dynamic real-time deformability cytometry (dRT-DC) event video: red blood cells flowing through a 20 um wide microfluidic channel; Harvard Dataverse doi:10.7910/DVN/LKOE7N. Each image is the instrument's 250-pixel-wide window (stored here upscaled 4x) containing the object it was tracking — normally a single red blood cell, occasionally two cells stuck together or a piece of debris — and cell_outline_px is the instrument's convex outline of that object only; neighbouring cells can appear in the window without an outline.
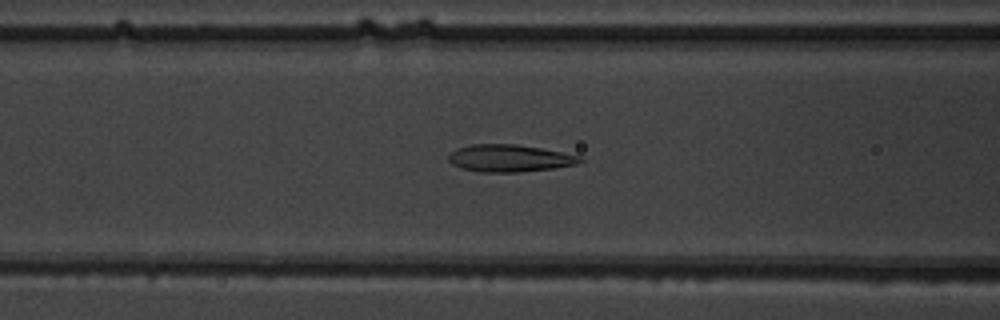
{"species": "common noctule bat (a hibernating species)", "species_latin": "Nyctalus noctula", "temperature_condition": "warm", "stored_images_in_passage": 51, "camera_frame_rate_fps": 3000, "um_per_image_px": 0.085, "animal": {"sex": "male", "body_mass_g": 19.5, "forearm_length_mm": 54.6}, "frame": {"image": 1, "passage_image": 20, "time_ms": 6.333, "image_size_px": [1000, 320], "cell_outline_px": [[584, 160], [576, 164], [552, 168], [520, 172], [480, 172], [460, 168], [452, 164], [448, 160], [448, 156], [456, 148], [472, 144], [516, 144], [540, 148], [580, 156]], "centroid_in_image_um": [43.27, 13.45], "position_along_channel_um": 123.3, "area_um2": 20.75}}
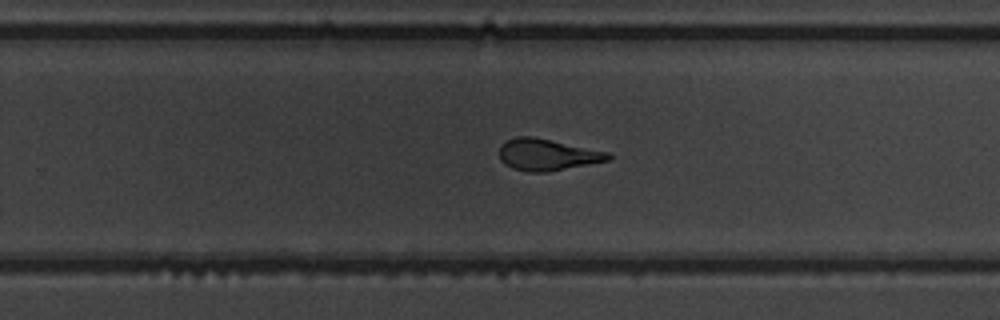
{"frame": {"image": 2, "passage_image": 32, "time_ms": 10.333, "image_size_px": [1000, 320], "cell_outline_px": [[612, 160], [548, 172], [528, 172], [512, 168], [504, 164], [500, 160], [500, 144], [516, 136], [532, 136], [608, 152], [612, 156]], "centroid_in_image_um": [46.51, 13.16], "position_along_channel_um": 283.3, "area_um2": 20.11}}
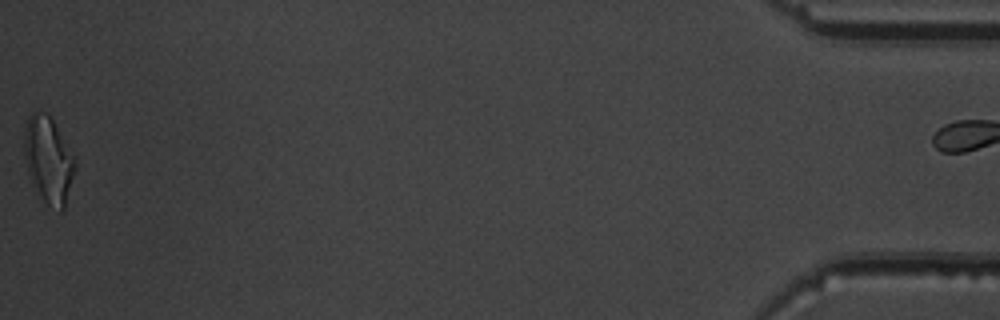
{"frame": {"image": 3, "passage_image": 50, "time_ms": 16.333, "image_size_px": [1000, 320], "cell_outline_px": [[76, 168], [64, 208], [60, 212], [48, 204], [44, 200], [32, 184], [28, 172], [24, 156], [24, 128], [28, 116], [32, 112], [44, 112], [52, 120], [72, 156], [76, 164]], "centroid_in_image_um": [4.08, 13.61], "position_along_channel_um": 431.1, "area_um2": 24.97}}